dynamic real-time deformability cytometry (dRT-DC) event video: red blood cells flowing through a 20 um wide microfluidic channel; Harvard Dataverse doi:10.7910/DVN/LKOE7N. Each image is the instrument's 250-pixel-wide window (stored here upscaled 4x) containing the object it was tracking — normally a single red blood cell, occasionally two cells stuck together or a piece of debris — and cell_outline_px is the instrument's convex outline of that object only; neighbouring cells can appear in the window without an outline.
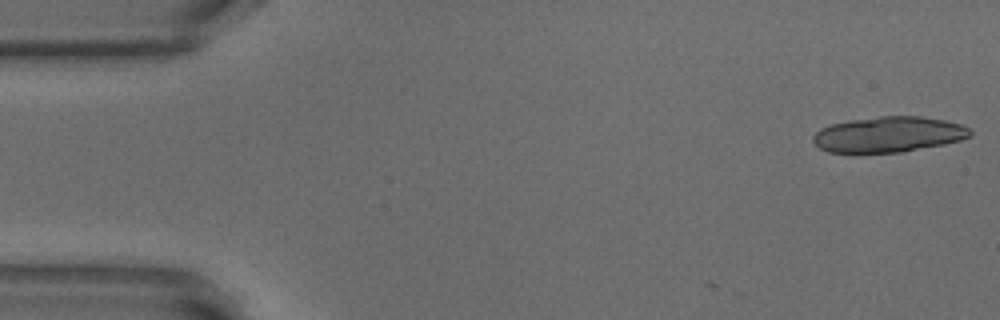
{"species": "common noctule bat (a hibernating species)", "species_latin": "Nyctalus noctula", "temperature_condition": "warm", "stored_images_in_passage": 2, "camera_frame_rate_fps": 3000, "um_per_image_px": 0.085, "animal": {"sex": "male", "body_mass_g": 18.8}, "frame": {"image": 1, "passage_image": 2, "time_ms": 0.333, "image_size_px": [1000, 320], "cell_outline_px": [[972, 132], [968, 136], [960, 140], [944, 144], [904, 152], [828, 152], [820, 148], [812, 140], [812, 136], [820, 128], [832, 124], [852, 120], [880, 116], [920, 116], [944, 120], [960, 124], [968, 128]], "centroid_in_image_um": [75.51, 11.43], "position_along_channel_um": 9.5, "area_um2": 32.31}}